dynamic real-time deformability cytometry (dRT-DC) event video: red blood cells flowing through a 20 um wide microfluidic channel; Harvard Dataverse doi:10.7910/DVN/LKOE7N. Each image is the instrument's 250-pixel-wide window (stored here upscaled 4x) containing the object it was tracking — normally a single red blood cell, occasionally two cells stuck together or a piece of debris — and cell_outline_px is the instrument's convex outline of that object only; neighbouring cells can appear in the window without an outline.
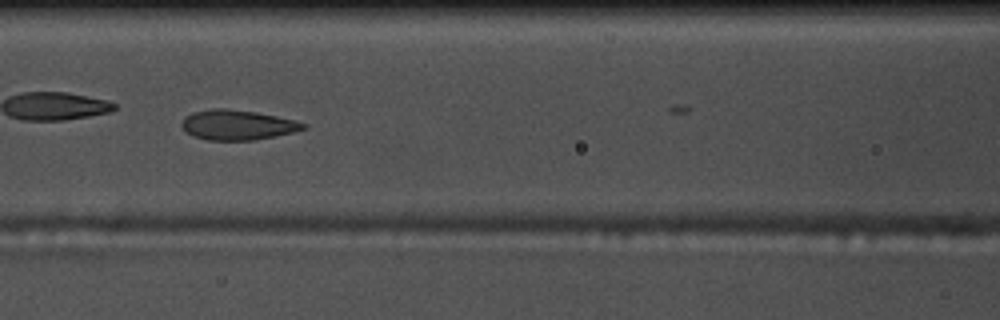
{"species": "common noctule bat (a hibernating species)", "species_latin": "Nyctalus noctula", "temperature_condition": "warm", "stored_images_in_passage": 38, "camera_frame_rate_fps": 3000, "um_per_image_px": 0.085, "animal": {"sex": "male", "body_mass_g": 17.5, "forearm_length_mm": 52.3}, "frame": {"image": 1, "passage_image": 22, "time_ms": 7.0, "image_size_px": [1000, 320], "cell_outline_px": [[308, 128], [292, 132], [252, 140], [208, 140], [196, 136], [188, 132], [180, 124], [192, 112], [212, 108], [228, 108], [256, 112], [296, 120], [308, 124]], "centroid_in_image_um": [20.23, 10.6], "position_along_channel_um": 146.4, "area_um2": 20.98}}
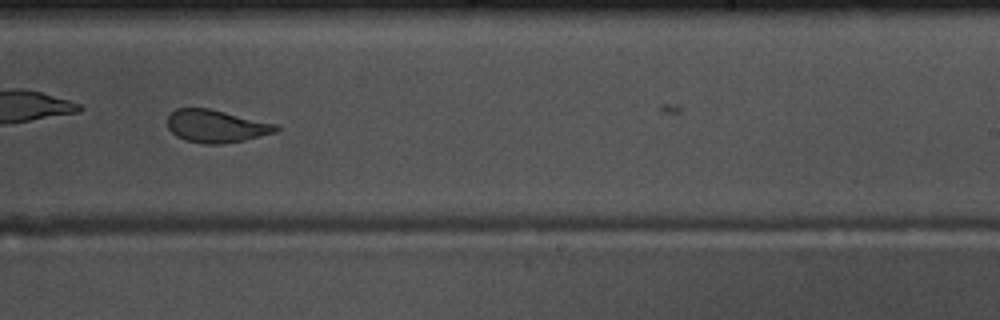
{"frame": {"image": 2, "passage_image": 32, "time_ms": 10.333, "image_size_px": [1000, 320], "cell_outline_px": [[280, 128], [276, 132], [244, 140], [220, 144], [204, 144], [184, 140], [176, 136], [168, 128], [168, 116], [176, 108], [208, 108], [276, 124]], "centroid_in_image_um": [18.35, 10.73], "position_along_channel_um": 270.7, "area_um2": 20.52}}